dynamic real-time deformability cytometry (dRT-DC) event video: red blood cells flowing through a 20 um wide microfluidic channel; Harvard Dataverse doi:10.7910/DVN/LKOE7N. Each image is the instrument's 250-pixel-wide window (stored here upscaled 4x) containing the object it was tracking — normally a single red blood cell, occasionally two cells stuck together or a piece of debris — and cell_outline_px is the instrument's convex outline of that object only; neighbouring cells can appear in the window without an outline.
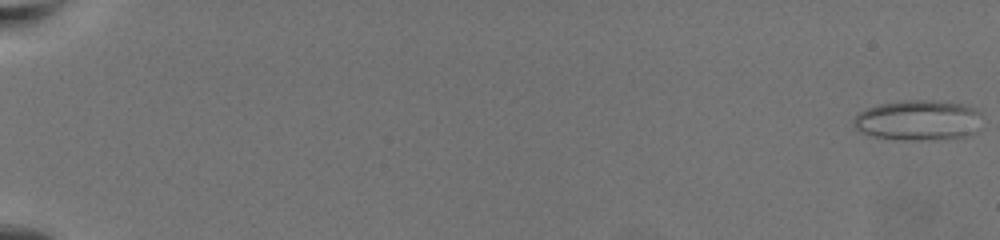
{"species": "common noctule bat (a hibernating species)", "species_latin": "Nyctalus noctula", "temperature_condition": "warm", "stored_images_in_passage": 65, "camera_frame_rate_fps": 3000, "um_per_image_px": 0.085, "animal": {"sex": "female", "body_mass_g": 19.5, "forearm_length_mm": 54.1}, "frame": {"image": 1, "passage_image": 1, "time_ms": 0.0, "image_size_px": [1000, 240], "cell_outline_px": [[980, 112], [972, 132], [960, 136], [936, 140], [892, 140], [872, 136], [860, 132], [852, 124], [856, 116], [860, 112], [868, 108], [880, 104], [912, 100], [932, 100], [960, 104], [972, 108]], "centroid_in_image_um": [77.93, 10.24], "position_along_channel_um": 7.1, "area_um2": 29.54}}
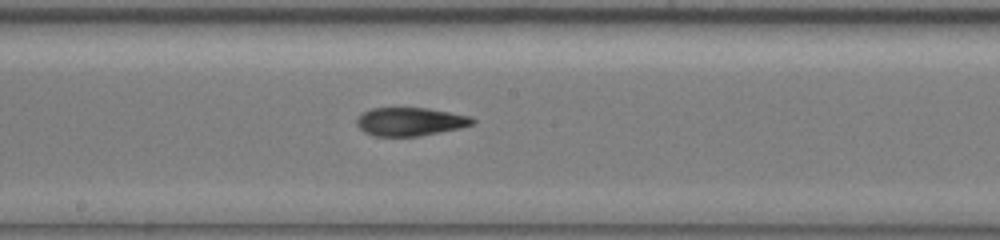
{"frame": {"image": 2, "passage_image": 39, "time_ms": 12.667, "image_size_px": [1000, 240], "cell_outline_px": [[476, 120], [472, 124], [460, 128], [420, 136], [372, 136], [364, 132], [356, 124], [356, 120], [364, 112], [372, 108], [428, 108], [472, 116]], "centroid_in_image_um": [34.88, 10.34], "position_along_channel_um": 213.3, "area_um2": 19.13}}
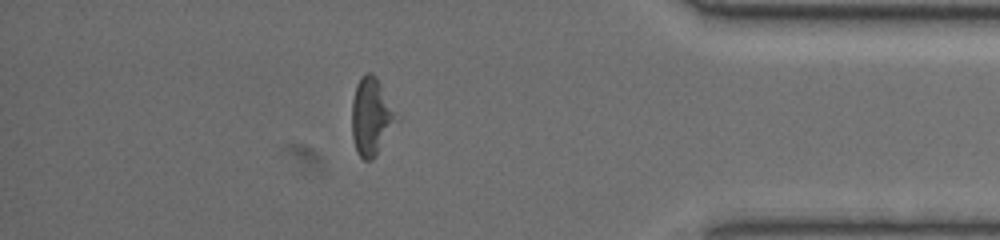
{"frame": {"image": 3, "passage_image": 58, "time_ms": 19.0, "image_size_px": [1000, 240], "cell_outline_px": [[400, 120], [376, 156], [372, 160], [364, 160], [356, 152], [352, 136], [352, 100], [356, 84], [360, 76], [368, 72], [372, 72], [376, 76]], "centroid_in_image_um": [31.57, 9.93], "position_along_channel_um": 403.6, "area_um2": 20.46}, "authors_computed_cell_mechanics": {"area_um2": 19.7676, "velocity_mm_per_s": 3.4057, "shape_relaxation_time_tau1_ms": 7.0628, "shape_relaxation_time_tau2_ms": 4.1083, "deformation_change_tau1": 0.2073, "deformation_change_tau2": 0.1424}}